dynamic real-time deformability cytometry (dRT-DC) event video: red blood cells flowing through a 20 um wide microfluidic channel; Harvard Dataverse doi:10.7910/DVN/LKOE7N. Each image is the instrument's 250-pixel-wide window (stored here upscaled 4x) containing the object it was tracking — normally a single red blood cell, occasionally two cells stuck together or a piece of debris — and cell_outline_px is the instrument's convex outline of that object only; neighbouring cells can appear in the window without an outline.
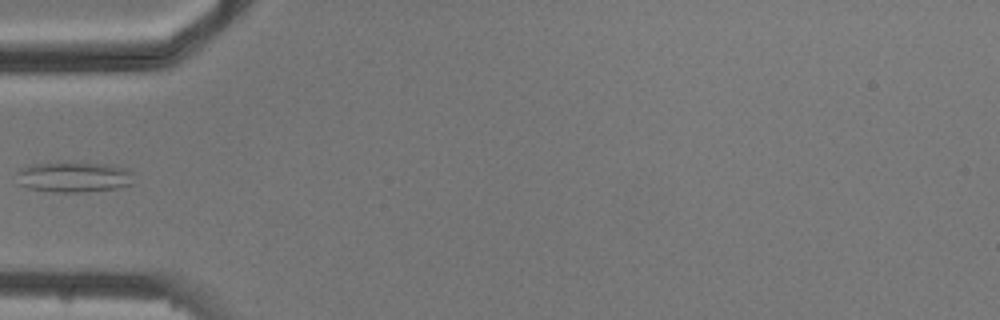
{"species": "common noctule bat (a hibernating species)", "species_latin": "Nyctalus noctula", "temperature_condition": "cold", "stored_images_in_passage": 5, "camera_frame_rate_fps": 3000, "um_per_image_px": 0.085, "animal": {"sex": "male", "body_mass_g": 20.5, "forearm_length_mm": 52.5}, "frame": {"image": 1, "passage_image": 4, "time_ms": 3.667, "image_size_px": [1000, 320], "cell_outline_px": [[132, 184], [120, 188], [80, 192], [52, 192], [28, 188], [16, 184], [16, 172], [32, 164], [64, 160], [72, 160], [104, 164], [124, 168], [132, 172]], "centroid_in_image_um": [6.21, 15.02], "position_along_channel_um": 78.8, "area_um2": 21.56}}
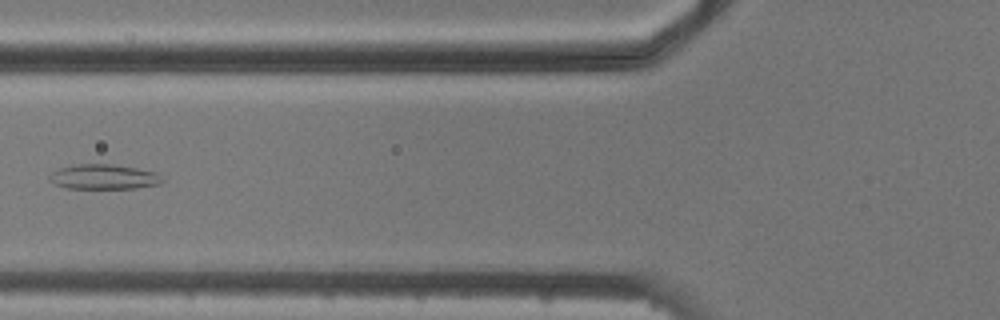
{"frame": {"image": 2, "passage_image": 5, "time_ms": 4.667, "image_size_px": [1000, 320], "cell_outline_px": [[164, 180], [160, 184], [136, 188], [68, 188], [56, 184], [48, 180], [48, 176], [52, 172], [60, 168], [76, 164], [112, 164], [136, 168], [156, 172]], "centroid_in_image_um": [8.82, 15.03], "position_along_channel_um": 117.0, "area_um2": 16.3}}